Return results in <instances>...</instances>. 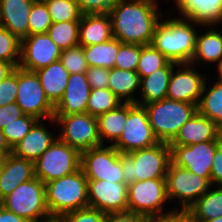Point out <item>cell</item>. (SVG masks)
Here are the masks:
<instances>
[{
    "label": "cell",
    "instance_id": "6da1fadb",
    "mask_svg": "<svg viewBox=\"0 0 222 222\" xmlns=\"http://www.w3.org/2000/svg\"><path fill=\"white\" fill-rule=\"evenodd\" d=\"M156 0H118L111 17L113 38L122 43L149 45L162 18Z\"/></svg>",
    "mask_w": 222,
    "mask_h": 222
},
{
    "label": "cell",
    "instance_id": "7a4b0ae2",
    "mask_svg": "<svg viewBox=\"0 0 222 222\" xmlns=\"http://www.w3.org/2000/svg\"><path fill=\"white\" fill-rule=\"evenodd\" d=\"M163 20V21H162ZM156 25L151 44L160 51L169 62L190 64L196 43V24L181 17L164 20ZM195 25V27H194Z\"/></svg>",
    "mask_w": 222,
    "mask_h": 222
},
{
    "label": "cell",
    "instance_id": "3957f363",
    "mask_svg": "<svg viewBox=\"0 0 222 222\" xmlns=\"http://www.w3.org/2000/svg\"><path fill=\"white\" fill-rule=\"evenodd\" d=\"M124 183L148 179H166L171 160V147L166 142L132 151L120 153Z\"/></svg>",
    "mask_w": 222,
    "mask_h": 222
},
{
    "label": "cell",
    "instance_id": "277c9868",
    "mask_svg": "<svg viewBox=\"0 0 222 222\" xmlns=\"http://www.w3.org/2000/svg\"><path fill=\"white\" fill-rule=\"evenodd\" d=\"M49 214L63 215L88 206V179L81 168L45 183Z\"/></svg>",
    "mask_w": 222,
    "mask_h": 222
},
{
    "label": "cell",
    "instance_id": "5b68a950",
    "mask_svg": "<svg viewBox=\"0 0 222 222\" xmlns=\"http://www.w3.org/2000/svg\"><path fill=\"white\" fill-rule=\"evenodd\" d=\"M159 142L169 143L179 129L198 111L196 104L165 98L143 105Z\"/></svg>",
    "mask_w": 222,
    "mask_h": 222
},
{
    "label": "cell",
    "instance_id": "8992f818",
    "mask_svg": "<svg viewBox=\"0 0 222 222\" xmlns=\"http://www.w3.org/2000/svg\"><path fill=\"white\" fill-rule=\"evenodd\" d=\"M81 153L58 138L34 162V175L44 184L80 169Z\"/></svg>",
    "mask_w": 222,
    "mask_h": 222
},
{
    "label": "cell",
    "instance_id": "52a82bcc",
    "mask_svg": "<svg viewBox=\"0 0 222 222\" xmlns=\"http://www.w3.org/2000/svg\"><path fill=\"white\" fill-rule=\"evenodd\" d=\"M2 204L5 209L29 222H38L49 214L46 203V186L36 177L16 187L2 199Z\"/></svg>",
    "mask_w": 222,
    "mask_h": 222
},
{
    "label": "cell",
    "instance_id": "ba28073f",
    "mask_svg": "<svg viewBox=\"0 0 222 222\" xmlns=\"http://www.w3.org/2000/svg\"><path fill=\"white\" fill-rule=\"evenodd\" d=\"M51 121L61 125L62 131L58 139L80 153L102 145L98 135L97 119L89 113L54 115Z\"/></svg>",
    "mask_w": 222,
    "mask_h": 222
},
{
    "label": "cell",
    "instance_id": "9c48e42d",
    "mask_svg": "<svg viewBox=\"0 0 222 222\" xmlns=\"http://www.w3.org/2000/svg\"><path fill=\"white\" fill-rule=\"evenodd\" d=\"M106 145L83 151L80 168L88 180L124 183L120 152L112 145Z\"/></svg>",
    "mask_w": 222,
    "mask_h": 222
},
{
    "label": "cell",
    "instance_id": "30bf717a",
    "mask_svg": "<svg viewBox=\"0 0 222 222\" xmlns=\"http://www.w3.org/2000/svg\"><path fill=\"white\" fill-rule=\"evenodd\" d=\"M211 186L206 178L170 163L166 174L167 197L180 201V211L186 213Z\"/></svg>",
    "mask_w": 222,
    "mask_h": 222
},
{
    "label": "cell",
    "instance_id": "8fae6325",
    "mask_svg": "<svg viewBox=\"0 0 222 222\" xmlns=\"http://www.w3.org/2000/svg\"><path fill=\"white\" fill-rule=\"evenodd\" d=\"M16 103L24 114L34 116L38 120L54 118L55 106L47 98L36 72L19 66Z\"/></svg>",
    "mask_w": 222,
    "mask_h": 222
},
{
    "label": "cell",
    "instance_id": "7c38bea8",
    "mask_svg": "<svg viewBox=\"0 0 222 222\" xmlns=\"http://www.w3.org/2000/svg\"><path fill=\"white\" fill-rule=\"evenodd\" d=\"M159 143L144 106L128 103V118L119 139L112 145L120 153L149 148Z\"/></svg>",
    "mask_w": 222,
    "mask_h": 222
},
{
    "label": "cell",
    "instance_id": "4fadbf2b",
    "mask_svg": "<svg viewBox=\"0 0 222 222\" xmlns=\"http://www.w3.org/2000/svg\"><path fill=\"white\" fill-rule=\"evenodd\" d=\"M127 210L143 215L164 214L168 202L166 179L135 181L127 185Z\"/></svg>",
    "mask_w": 222,
    "mask_h": 222
},
{
    "label": "cell",
    "instance_id": "5bb4252c",
    "mask_svg": "<svg viewBox=\"0 0 222 222\" xmlns=\"http://www.w3.org/2000/svg\"><path fill=\"white\" fill-rule=\"evenodd\" d=\"M219 140L192 145H170L172 163L206 178L211 183V168Z\"/></svg>",
    "mask_w": 222,
    "mask_h": 222
},
{
    "label": "cell",
    "instance_id": "9a60e30c",
    "mask_svg": "<svg viewBox=\"0 0 222 222\" xmlns=\"http://www.w3.org/2000/svg\"><path fill=\"white\" fill-rule=\"evenodd\" d=\"M206 80V75L192 64H177L170 75L166 98L198 105Z\"/></svg>",
    "mask_w": 222,
    "mask_h": 222
},
{
    "label": "cell",
    "instance_id": "2e32d148",
    "mask_svg": "<svg viewBox=\"0 0 222 222\" xmlns=\"http://www.w3.org/2000/svg\"><path fill=\"white\" fill-rule=\"evenodd\" d=\"M61 52L47 33L28 35L21 40L19 67L36 71L59 60Z\"/></svg>",
    "mask_w": 222,
    "mask_h": 222
},
{
    "label": "cell",
    "instance_id": "e0dca14e",
    "mask_svg": "<svg viewBox=\"0 0 222 222\" xmlns=\"http://www.w3.org/2000/svg\"><path fill=\"white\" fill-rule=\"evenodd\" d=\"M127 184L88 180V206L105 214L127 210Z\"/></svg>",
    "mask_w": 222,
    "mask_h": 222
},
{
    "label": "cell",
    "instance_id": "ac0fdd59",
    "mask_svg": "<svg viewBox=\"0 0 222 222\" xmlns=\"http://www.w3.org/2000/svg\"><path fill=\"white\" fill-rule=\"evenodd\" d=\"M90 91L91 86L87 81L86 73L70 74L66 90L55 105V115L87 113Z\"/></svg>",
    "mask_w": 222,
    "mask_h": 222
},
{
    "label": "cell",
    "instance_id": "d6986e66",
    "mask_svg": "<svg viewBox=\"0 0 222 222\" xmlns=\"http://www.w3.org/2000/svg\"><path fill=\"white\" fill-rule=\"evenodd\" d=\"M179 16L204 27L218 26L222 22V0H176ZM218 23V24H217Z\"/></svg>",
    "mask_w": 222,
    "mask_h": 222
},
{
    "label": "cell",
    "instance_id": "ffe728a7",
    "mask_svg": "<svg viewBox=\"0 0 222 222\" xmlns=\"http://www.w3.org/2000/svg\"><path fill=\"white\" fill-rule=\"evenodd\" d=\"M36 0H0V26L20 40L28 36V18Z\"/></svg>",
    "mask_w": 222,
    "mask_h": 222
},
{
    "label": "cell",
    "instance_id": "44dd1931",
    "mask_svg": "<svg viewBox=\"0 0 222 222\" xmlns=\"http://www.w3.org/2000/svg\"><path fill=\"white\" fill-rule=\"evenodd\" d=\"M218 126L198 111L179 129L169 145H192L218 140Z\"/></svg>",
    "mask_w": 222,
    "mask_h": 222
},
{
    "label": "cell",
    "instance_id": "7402d4cb",
    "mask_svg": "<svg viewBox=\"0 0 222 222\" xmlns=\"http://www.w3.org/2000/svg\"><path fill=\"white\" fill-rule=\"evenodd\" d=\"M41 121H45V119L38 120L22 140L12 148L15 156L35 162L58 138Z\"/></svg>",
    "mask_w": 222,
    "mask_h": 222
},
{
    "label": "cell",
    "instance_id": "603a6c76",
    "mask_svg": "<svg viewBox=\"0 0 222 222\" xmlns=\"http://www.w3.org/2000/svg\"><path fill=\"white\" fill-rule=\"evenodd\" d=\"M35 177L34 162L15 156L3 157V171L0 178V198L3 199L20 184Z\"/></svg>",
    "mask_w": 222,
    "mask_h": 222
},
{
    "label": "cell",
    "instance_id": "cb8c5ba5",
    "mask_svg": "<svg viewBox=\"0 0 222 222\" xmlns=\"http://www.w3.org/2000/svg\"><path fill=\"white\" fill-rule=\"evenodd\" d=\"M177 64L168 62L163 68L155 70L148 76L140 78L141 100L137 99V105H147L163 100L167 97L168 83L172 69Z\"/></svg>",
    "mask_w": 222,
    "mask_h": 222
},
{
    "label": "cell",
    "instance_id": "d4e9b609",
    "mask_svg": "<svg viewBox=\"0 0 222 222\" xmlns=\"http://www.w3.org/2000/svg\"><path fill=\"white\" fill-rule=\"evenodd\" d=\"M113 38L111 17L82 14L79 21V45L90 46Z\"/></svg>",
    "mask_w": 222,
    "mask_h": 222
},
{
    "label": "cell",
    "instance_id": "484cf974",
    "mask_svg": "<svg viewBox=\"0 0 222 222\" xmlns=\"http://www.w3.org/2000/svg\"><path fill=\"white\" fill-rule=\"evenodd\" d=\"M35 72L47 98L55 106L66 90L69 72L64 68L60 60L54 61L49 66L40 68Z\"/></svg>",
    "mask_w": 222,
    "mask_h": 222
},
{
    "label": "cell",
    "instance_id": "4316f807",
    "mask_svg": "<svg viewBox=\"0 0 222 222\" xmlns=\"http://www.w3.org/2000/svg\"><path fill=\"white\" fill-rule=\"evenodd\" d=\"M211 188L185 213L189 222H204L222 216V186Z\"/></svg>",
    "mask_w": 222,
    "mask_h": 222
},
{
    "label": "cell",
    "instance_id": "83f0119b",
    "mask_svg": "<svg viewBox=\"0 0 222 222\" xmlns=\"http://www.w3.org/2000/svg\"><path fill=\"white\" fill-rule=\"evenodd\" d=\"M128 118V103H122L117 108L96 117L98 135L102 145L105 140L113 145L121 136Z\"/></svg>",
    "mask_w": 222,
    "mask_h": 222
},
{
    "label": "cell",
    "instance_id": "f1b7e54d",
    "mask_svg": "<svg viewBox=\"0 0 222 222\" xmlns=\"http://www.w3.org/2000/svg\"><path fill=\"white\" fill-rule=\"evenodd\" d=\"M108 88L122 103L136 104L138 98L134 92L140 88V77L135 71L112 68L109 69ZM136 98V99H135Z\"/></svg>",
    "mask_w": 222,
    "mask_h": 222
},
{
    "label": "cell",
    "instance_id": "f546056e",
    "mask_svg": "<svg viewBox=\"0 0 222 222\" xmlns=\"http://www.w3.org/2000/svg\"><path fill=\"white\" fill-rule=\"evenodd\" d=\"M200 34V35H199ZM222 58V32L217 31V29L210 28L202 33H197L195 51L190 64H198L207 62L208 63H218Z\"/></svg>",
    "mask_w": 222,
    "mask_h": 222
},
{
    "label": "cell",
    "instance_id": "4dcf8cb0",
    "mask_svg": "<svg viewBox=\"0 0 222 222\" xmlns=\"http://www.w3.org/2000/svg\"><path fill=\"white\" fill-rule=\"evenodd\" d=\"M205 82L199 104L198 112L209 118L218 127L222 126V82L216 81L209 87ZM209 88V89H208ZM208 89V90H207Z\"/></svg>",
    "mask_w": 222,
    "mask_h": 222
},
{
    "label": "cell",
    "instance_id": "1f68e13d",
    "mask_svg": "<svg viewBox=\"0 0 222 222\" xmlns=\"http://www.w3.org/2000/svg\"><path fill=\"white\" fill-rule=\"evenodd\" d=\"M118 50L119 40L116 38L99 44L83 46L85 59L89 67L114 68Z\"/></svg>",
    "mask_w": 222,
    "mask_h": 222
},
{
    "label": "cell",
    "instance_id": "d6a6232c",
    "mask_svg": "<svg viewBox=\"0 0 222 222\" xmlns=\"http://www.w3.org/2000/svg\"><path fill=\"white\" fill-rule=\"evenodd\" d=\"M47 34L63 51L79 45V21L53 22Z\"/></svg>",
    "mask_w": 222,
    "mask_h": 222
},
{
    "label": "cell",
    "instance_id": "836d02e7",
    "mask_svg": "<svg viewBox=\"0 0 222 222\" xmlns=\"http://www.w3.org/2000/svg\"><path fill=\"white\" fill-rule=\"evenodd\" d=\"M120 104H122V101L109 88H91L87 103V113L97 117L117 108Z\"/></svg>",
    "mask_w": 222,
    "mask_h": 222
},
{
    "label": "cell",
    "instance_id": "e575fe53",
    "mask_svg": "<svg viewBox=\"0 0 222 222\" xmlns=\"http://www.w3.org/2000/svg\"><path fill=\"white\" fill-rule=\"evenodd\" d=\"M169 61L152 44L141 45V54L136 72L139 77H145L155 70L163 68Z\"/></svg>",
    "mask_w": 222,
    "mask_h": 222
},
{
    "label": "cell",
    "instance_id": "d590c367",
    "mask_svg": "<svg viewBox=\"0 0 222 222\" xmlns=\"http://www.w3.org/2000/svg\"><path fill=\"white\" fill-rule=\"evenodd\" d=\"M53 22L80 21L82 12L74 0H43Z\"/></svg>",
    "mask_w": 222,
    "mask_h": 222
},
{
    "label": "cell",
    "instance_id": "8d00e7d4",
    "mask_svg": "<svg viewBox=\"0 0 222 222\" xmlns=\"http://www.w3.org/2000/svg\"><path fill=\"white\" fill-rule=\"evenodd\" d=\"M20 54L21 40L0 26V61L11 63L16 68L20 63Z\"/></svg>",
    "mask_w": 222,
    "mask_h": 222
},
{
    "label": "cell",
    "instance_id": "74e56055",
    "mask_svg": "<svg viewBox=\"0 0 222 222\" xmlns=\"http://www.w3.org/2000/svg\"><path fill=\"white\" fill-rule=\"evenodd\" d=\"M53 21L43 0H36L28 18V35L47 33Z\"/></svg>",
    "mask_w": 222,
    "mask_h": 222
},
{
    "label": "cell",
    "instance_id": "f35d334b",
    "mask_svg": "<svg viewBox=\"0 0 222 222\" xmlns=\"http://www.w3.org/2000/svg\"><path fill=\"white\" fill-rule=\"evenodd\" d=\"M37 121L38 119L36 117L24 114L11 124L6 125L2 131L9 146L13 148L20 142Z\"/></svg>",
    "mask_w": 222,
    "mask_h": 222
},
{
    "label": "cell",
    "instance_id": "ab89813d",
    "mask_svg": "<svg viewBox=\"0 0 222 222\" xmlns=\"http://www.w3.org/2000/svg\"><path fill=\"white\" fill-rule=\"evenodd\" d=\"M140 54L141 45L119 41V50L115 58L114 68L136 72Z\"/></svg>",
    "mask_w": 222,
    "mask_h": 222
},
{
    "label": "cell",
    "instance_id": "60d3db41",
    "mask_svg": "<svg viewBox=\"0 0 222 222\" xmlns=\"http://www.w3.org/2000/svg\"><path fill=\"white\" fill-rule=\"evenodd\" d=\"M59 60L69 74L86 73L89 68L85 59L83 46L80 45L63 50Z\"/></svg>",
    "mask_w": 222,
    "mask_h": 222
},
{
    "label": "cell",
    "instance_id": "b9f144b4",
    "mask_svg": "<svg viewBox=\"0 0 222 222\" xmlns=\"http://www.w3.org/2000/svg\"><path fill=\"white\" fill-rule=\"evenodd\" d=\"M82 14L111 16L118 0H74Z\"/></svg>",
    "mask_w": 222,
    "mask_h": 222
},
{
    "label": "cell",
    "instance_id": "7bdbcfd3",
    "mask_svg": "<svg viewBox=\"0 0 222 222\" xmlns=\"http://www.w3.org/2000/svg\"><path fill=\"white\" fill-rule=\"evenodd\" d=\"M18 91V67L0 82V106L15 103Z\"/></svg>",
    "mask_w": 222,
    "mask_h": 222
},
{
    "label": "cell",
    "instance_id": "ee69618b",
    "mask_svg": "<svg viewBox=\"0 0 222 222\" xmlns=\"http://www.w3.org/2000/svg\"><path fill=\"white\" fill-rule=\"evenodd\" d=\"M106 215L102 211L91 207L64 214L66 222H106Z\"/></svg>",
    "mask_w": 222,
    "mask_h": 222
},
{
    "label": "cell",
    "instance_id": "f6af8a7d",
    "mask_svg": "<svg viewBox=\"0 0 222 222\" xmlns=\"http://www.w3.org/2000/svg\"><path fill=\"white\" fill-rule=\"evenodd\" d=\"M87 81L93 89L108 88L109 69L104 67H89L86 71Z\"/></svg>",
    "mask_w": 222,
    "mask_h": 222
},
{
    "label": "cell",
    "instance_id": "bcb514c9",
    "mask_svg": "<svg viewBox=\"0 0 222 222\" xmlns=\"http://www.w3.org/2000/svg\"><path fill=\"white\" fill-rule=\"evenodd\" d=\"M23 115L24 113L16 102L0 106V130Z\"/></svg>",
    "mask_w": 222,
    "mask_h": 222
},
{
    "label": "cell",
    "instance_id": "7dc6e473",
    "mask_svg": "<svg viewBox=\"0 0 222 222\" xmlns=\"http://www.w3.org/2000/svg\"><path fill=\"white\" fill-rule=\"evenodd\" d=\"M186 218L185 212L175 209L164 214L143 215L142 222H182Z\"/></svg>",
    "mask_w": 222,
    "mask_h": 222
},
{
    "label": "cell",
    "instance_id": "c3c4849f",
    "mask_svg": "<svg viewBox=\"0 0 222 222\" xmlns=\"http://www.w3.org/2000/svg\"><path fill=\"white\" fill-rule=\"evenodd\" d=\"M222 186V147L216 149L211 168V185Z\"/></svg>",
    "mask_w": 222,
    "mask_h": 222
},
{
    "label": "cell",
    "instance_id": "681fc988",
    "mask_svg": "<svg viewBox=\"0 0 222 222\" xmlns=\"http://www.w3.org/2000/svg\"><path fill=\"white\" fill-rule=\"evenodd\" d=\"M106 222H142V214L134 213L129 210L108 213L106 215Z\"/></svg>",
    "mask_w": 222,
    "mask_h": 222
},
{
    "label": "cell",
    "instance_id": "f907efd6",
    "mask_svg": "<svg viewBox=\"0 0 222 222\" xmlns=\"http://www.w3.org/2000/svg\"><path fill=\"white\" fill-rule=\"evenodd\" d=\"M0 222H29L27 219L8 211L4 207L0 209Z\"/></svg>",
    "mask_w": 222,
    "mask_h": 222
},
{
    "label": "cell",
    "instance_id": "816d5d0a",
    "mask_svg": "<svg viewBox=\"0 0 222 222\" xmlns=\"http://www.w3.org/2000/svg\"><path fill=\"white\" fill-rule=\"evenodd\" d=\"M14 69L15 67L11 63L0 61V82L12 73Z\"/></svg>",
    "mask_w": 222,
    "mask_h": 222
},
{
    "label": "cell",
    "instance_id": "f5cc1de1",
    "mask_svg": "<svg viewBox=\"0 0 222 222\" xmlns=\"http://www.w3.org/2000/svg\"><path fill=\"white\" fill-rule=\"evenodd\" d=\"M12 153V148L9 146L3 131L0 130V154L5 157Z\"/></svg>",
    "mask_w": 222,
    "mask_h": 222
},
{
    "label": "cell",
    "instance_id": "db71d44e",
    "mask_svg": "<svg viewBox=\"0 0 222 222\" xmlns=\"http://www.w3.org/2000/svg\"><path fill=\"white\" fill-rule=\"evenodd\" d=\"M38 222H66L65 216L60 214H48L41 218Z\"/></svg>",
    "mask_w": 222,
    "mask_h": 222
},
{
    "label": "cell",
    "instance_id": "11a10c76",
    "mask_svg": "<svg viewBox=\"0 0 222 222\" xmlns=\"http://www.w3.org/2000/svg\"><path fill=\"white\" fill-rule=\"evenodd\" d=\"M217 64V69H218V77L216 78V81L222 82V58Z\"/></svg>",
    "mask_w": 222,
    "mask_h": 222
},
{
    "label": "cell",
    "instance_id": "9f6ffc18",
    "mask_svg": "<svg viewBox=\"0 0 222 222\" xmlns=\"http://www.w3.org/2000/svg\"><path fill=\"white\" fill-rule=\"evenodd\" d=\"M218 140L220 146L222 147V126L218 128Z\"/></svg>",
    "mask_w": 222,
    "mask_h": 222
},
{
    "label": "cell",
    "instance_id": "6f0895ef",
    "mask_svg": "<svg viewBox=\"0 0 222 222\" xmlns=\"http://www.w3.org/2000/svg\"><path fill=\"white\" fill-rule=\"evenodd\" d=\"M204 222H222V216Z\"/></svg>",
    "mask_w": 222,
    "mask_h": 222
},
{
    "label": "cell",
    "instance_id": "680465c9",
    "mask_svg": "<svg viewBox=\"0 0 222 222\" xmlns=\"http://www.w3.org/2000/svg\"><path fill=\"white\" fill-rule=\"evenodd\" d=\"M2 171H3V159L0 161V178L2 175Z\"/></svg>",
    "mask_w": 222,
    "mask_h": 222
},
{
    "label": "cell",
    "instance_id": "91938a15",
    "mask_svg": "<svg viewBox=\"0 0 222 222\" xmlns=\"http://www.w3.org/2000/svg\"><path fill=\"white\" fill-rule=\"evenodd\" d=\"M3 207L2 199L0 198V209Z\"/></svg>",
    "mask_w": 222,
    "mask_h": 222
},
{
    "label": "cell",
    "instance_id": "94428289",
    "mask_svg": "<svg viewBox=\"0 0 222 222\" xmlns=\"http://www.w3.org/2000/svg\"><path fill=\"white\" fill-rule=\"evenodd\" d=\"M182 222H189L186 218Z\"/></svg>",
    "mask_w": 222,
    "mask_h": 222
}]
</instances>
